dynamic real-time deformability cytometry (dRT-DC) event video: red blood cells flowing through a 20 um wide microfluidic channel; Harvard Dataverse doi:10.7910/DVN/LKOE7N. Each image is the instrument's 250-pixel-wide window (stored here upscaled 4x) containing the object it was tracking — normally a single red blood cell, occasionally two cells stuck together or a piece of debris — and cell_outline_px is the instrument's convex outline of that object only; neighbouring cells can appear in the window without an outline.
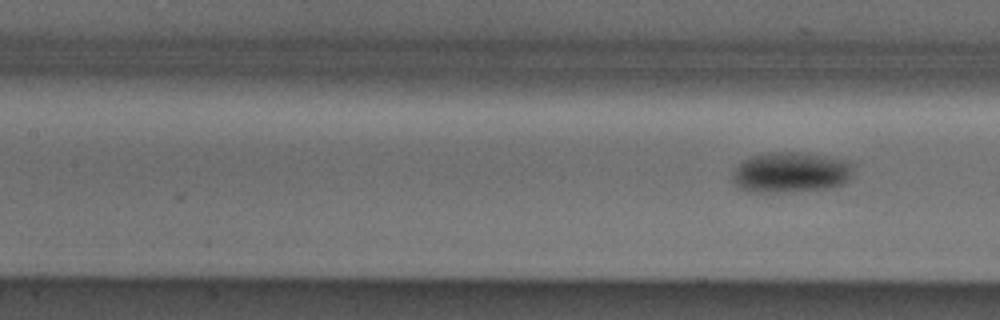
{"species": "Egyptian fruit bat (a non-hibernating species)", "species_latin": "Rousettus aegyptiacus", "temperature_condition": "cold", "stored_images_in_passage": 7, "segment_of_instrument_passage": [2, 2], "camera_frame_rate_fps": 3000, "um_per_image_px": 0.085, "animal": {"sex": "male"}, "frame": {"image": 1, "passage_image": 7, "time_ms": 2.0, "image_size_px": [1000, 320], "cell_outline_px": [[856, 164], [848, 180], [844, 184], [824, 188], [780, 192], [752, 192], [736, 188], [736, 168], [744, 160], [752, 156], [772, 152], [804, 152], [844, 160]], "centroid_in_image_um": [67.27, 14.64], "position_along_channel_um": 140.1, "area_um2": 28.15}}